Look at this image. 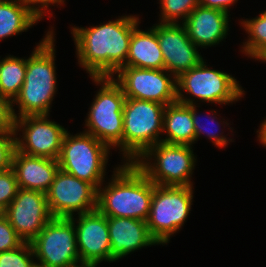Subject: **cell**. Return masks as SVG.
Listing matches in <instances>:
<instances>
[{
  "mask_svg": "<svg viewBox=\"0 0 266 267\" xmlns=\"http://www.w3.org/2000/svg\"><path fill=\"white\" fill-rule=\"evenodd\" d=\"M139 15L118 16L90 27L73 26L71 34L78 64L91 77H112L126 63Z\"/></svg>",
  "mask_w": 266,
  "mask_h": 267,
  "instance_id": "cell-1",
  "label": "cell"
},
{
  "mask_svg": "<svg viewBox=\"0 0 266 267\" xmlns=\"http://www.w3.org/2000/svg\"><path fill=\"white\" fill-rule=\"evenodd\" d=\"M54 30L51 26L29 57H26L24 83L19 95L12 102L14 118L26 115H50L52 101L58 91Z\"/></svg>",
  "mask_w": 266,
  "mask_h": 267,
  "instance_id": "cell-2",
  "label": "cell"
},
{
  "mask_svg": "<svg viewBox=\"0 0 266 267\" xmlns=\"http://www.w3.org/2000/svg\"><path fill=\"white\" fill-rule=\"evenodd\" d=\"M111 176L106 184L103 182L98 188L97 210L106 217L146 221L153 196V182L134 163L121 162V165L114 167Z\"/></svg>",
  "mask_w": 266,
  "mask_h": 267,
  "instance_id": "cell-3",
  "label": "cell"
},
{
  "mask_svg": "<svg viewBox=\"0 0 266 267\" xmlns=\"http://www.w3.org/2000/svg\"><path fill=\"white\" fill-rule=\"evenodd\" d=\"M100 86L86 114L85 129L111 150L117 149L123 161V106L125 95L122 87L112 77H91Z\"/></svg>",
  "mask_w": 266,
  "mask_h": 267,
  "instance_id": "cell-4",
  "label": "cell"
},
{
  "mask_svg": "<svg viewBox=\"0 0 266 267\" xmlns=\"http://www.w3.org/2000/svg\"><path fill=\"white\" fill-rule=\"evenodd\" d=\"M208 66L203 59L196 67L177 77V101L186 105L206 102L226 106L245 96V90L235 76Z\"/></svg>",
  "mask_w": 266,
  "mask_h": 267,
  "instance_id": "cell-5",
  "label": "cell"
},
{
  "mask_svg": "<svg viewBox=\"0 0 266 267\" xmlns=\"http://www.w3.org/2000/svg\"><path fill=\"white\" fill-rule=\"evenodd\" d=\"M165 105L126 98L123 106V163H134L162 142Z\"/></svg>",
  "mask_w": 266,
  "mask_h": 267,
  "instance_id": "cell-6",
  "label": "cell"
},
{
  "mask_svg": "<svg viewBox=\"0 0 266 267\" xmlns=\"http://www.w3.org/2000/svg\"><path fill=\"white\" fill-rule=\"evenodd\" d=\"M194 146L159 142L150 147L134 164L155 185L193 186L197 163Z\"/></svg>",
  "mask_w": 266,
  "mask_h": 267,
  "instance_id": "cell-7",
  "label": "cell"
},
{
  "mask_svg": "<svg viewBox=\"0 0 266 267\" xmlns=\"http://www.w3.org/2000/svg\"><path fill=\"white\" fill-rule=\"evenodd\" d=\"M110 148L94 136L80 132L64 135L58 158L61 170L80 180L87 181L97 189L105 182Z\"/></svg>",
  "mask_w": 266,
  "mask_h": 267,
  "instance_id": "cell-8",
  "label": "cell"
},
{
  "mask_svg": "<svg viewBox=\"0 0 266 267\" xmlns=\"http://www.w3.org/2000/svg\"><path fill=\"white\" fill-rule=\"evenodd\" d=\"M193 186H160L153 183V196L146 220L150 235L159 245H166L180 232L193 205Z\"/></svg>",
  "mask_w": 266,
  "mask_h": 267,
  "instance_id": "cell-9",
  "label": "cell"
},
{
  "mask_svg": "<svg viewBox=\"0 0 266 267\" xmlns=\"http://www.w3.org/2000/svg\"><path fill=\"white\" fill-rule=\"evenodd\" d=\"M30 243L40 267L81 265L75 226L70 218L53 217Z\"/></svg>",
  "mask_w": 266,
  "mask_h": 267,
  "instance_id": "cell-10",
  "label": "cell"
},
{
  "mask_svg": "<svg viewBox=\"0 0 266 267\" xmlns=\"http://www.w3.org/2000/svg\"><path fill=\"white\" fill-rule=\"evenodd\" d=\"M112 78L122 87L126 98L165 106L177 101V78L165 69L122 66Z\"/></svg>",
  "mask_w": 266,
  "mask_h": 267,
  "instance_id": "cell-11",
  "label": "cell"
},
{
  "mask_svg": "<svg viewBox=\"0 0 266 267\" xmlns=\"http://www.w3.org/2000/svg\"><path fill=\"white\" fill-rule=\"evenodd\" d=\"M49 116L26 115L15 118L16 150L29 156L58 160L63 138L68 129L51 121Z\"/></svg>",
  "mask_w": 266,
  "mask_h": 267,
  "instance_id": "cell-12",
  "label": "cell"
},
{
  "mask_svg": "<svg viewBox=\"0 0 266 267\" xmlns=\"http://www.w3.org/2000/svg\"><path fill=\"white\" fill-rule=\"evenodd\" d=\"M98 189L61 169L46 192L48 206L53 217L69 218L97 210Z\"/></svg>",
  "mask_w": 266,
  "mask_h": 267,
  "instance_id": "cell-13",
  "label": "cell"
},
{
  "mask_svg": "<svg viewBox=\"0 0 266 267\" xmlns=\"http://www.w3.org/2000/svg\"><path fill=\"white\" fill-rule=\"evenodd\" d=\"M5 216L24 242H31L53 218L46 193L19 188Z\"/></svg>",
  "mask_w": 266,
  "mask_h": 267,
  "instance_id": "cell-14",
  "label": "cell"
},
{
  "mask_svg": "<svg viewBox=\"0 0 266 267\" xmlns=\"http://www.w3.org/2000/svg\"><path fill=\"white\" fill-rule=\"evenodd\" d=\"M77 217V218H74ZM69 217L75 226L77 248L81 265L110 262L111 243L108 231V217L98 210Z\"/></svg>",
  "mask_w": 266,
  "mask_h": 267,
  "instance_id": "cell-15",
  "label": "cell"
},
{
  "mask_svg": "<svg viewBox=\"0 0 266 267\" xmlns=\"http://www.w3.org/2000/svg\"><path fill=\"white\" fill-rule=\"evenodd\" d=\"M156 35L164 58V69L176 78L204 59L183 24L157 22Z\"/></svg>",
  "mask_w": 266,
  "mask_h": 267,
  "instance_id": "cell-16",
  "label": "cell"
},
{
  "mask_svg": "<svg viewBox=\"0 0 266 267\" xmlns=\"http://www.w3.org/2000/svg\"><path fill=\"white\" fill-rule=\"evenodd\" d=\"M111 243L110 263L143 247L159 245L150 235L146 221L124 217H108Z\"/></svg>",
  "mask_w": 266,
  "mask_h": 267,
  "instance_id": "cell-17",
  "label": "cell"
},
{
  "mask_svg": "<svg viewBox=\"0 0 266 267\" xmlns=\"http://www.w3.org/2000/svg\"><path fill=\"white\" fill-rule=\"evenodd\" d=\"M218 9L198 5L182 23L188 37L198 48H207L219 45L227 38L230 32L229 20L231 17Z\"/></svg>",
  "mask_w": 266,
  "mask_h": 267,
  "instance_id": "cell-18",
  "label": "cell"
},
{
  "mask_svg": "<svg viewBox=\"0 0 266 267\" xmlns=\"http://www.w3.org/2000/svg\"><path fill=\"white\" fill-rule=\"evenodd\" d=\"M18 186L21 189L46 193L60 169L58 160L25 155L14 150L12 165Z\"/></svg>",
  "mask_w": 266,
  "mask_h": 267,
  "instance_id": "cell-19",
  "label": "cell"
},
{
  "mask_svg": "<svg viewBox=\"0 0 266 267\" xmlns=\"http://www.w3.org/2000/svg\"><path fill=\"white\" fill-rule=\"evenodd\" d=\"M133 29L126 63L123 66L164 69V58L156 35V23L148 30Z\"/></svg>",
  "mask_w": 266,
  "mask_h": 267,
  "instance_id": "cell-20",
  "label": "cell"
},
{
  "mask_svg": "<svg viewBox=\"0 0 266 267\" xmlns=\"http://www.w3.org/2000/svg\"><path fill=\"white\" fill-rule=\"evenodd\" d=\"M162 135L163 143L193 146L195 127L192 119V105L179 101L166 105Z\"/></svg>",
  "mask_w": 266,
  "mask_h": 267,
  "instance_id": "cell-21",
  "label": "cell"
},
{
  "mask_svg": "<svg viewBox=\"0 0 266 267\" xmlns=\"http://www.w3.org/2000/svg\"><path fill=\"white\" fill-rule=\"evenodd\" d=\"M41 21L21 0H0V42Z\"/></svg>",
  "mask_w": 266,
  "mask_h": 267,
  "instance_id": "cell-22",
  "label": "cell"
},
{
  "mask_svg": "<svg viewBox=\"0 0 266 267\" xmlns=\"http://www.w3.org/2000/svg\"><path fill=\"white\" fill-rule=\"evenodd\" d=\"M26 75V58L0 56V95L11 102L19 95Z\"/></svg>",
  "mask_w": 266,
  "mask_h": 267,
  "instance_id": "cell-23",
  "label": "cell"
},
{
  "mask_svg": "<svg viewBox=\"0 0 266 267\" xmlns=\"http://www.w3.org/2000/svg\"><path fill=\"white\" fill-rule=\"evenodd\" d=\"M240 27L246 31L247 39L241 46L240 52L248 58L258 60L266 52V10L255 18L239 20Z\"/></svg>",
  "mask_w": 266,
  "mask_h": 267,
  "instance_id": "cell-24",
  "label": "cell"
},
{
  "mask_svg": "<svg viewBox=\"0 0 266 267\" xmlns=\"http://www.w3.org/2000/svg\"><path fill=\"white\" fill-rule=\"evenodd\" d=\"M197 107L199 109L200 106L192 105V119H193V123L195 127V143L203 135L205 136V138L207 137V139L210 140L213 145H215L217 148H220V149L228 147V144H230V142H234V140L231 137H229L230 139L227 137L228 135H223L225 131H223L222 129L223 127H227V126L229 127L228 130L230 129L229 131L233 133L232 127L229 126L231 124L227 122L229 120H224V118H222L221 120L220 119L221 116H219V118L216 116L217 110H214V109L211 110L210 108V114H205L207 115L209 122H205L206 125H203L204 123H202V120H201L202 118L200 119L201 114L199 115V110L197 109ZM217 120H220V121L218 122ZM220 125H223V127L221 128Z\"/></svg>",
  "mask_w": 266,
  "mask_h": 267,
  "instance_id": "cell-25",
  "label": "cell"
},
{
  "mask_svg": "<svg viewBox=\"0 0 266 267\" xmlns=\"http://www.w3.org/2000/svg\"><path fill=\"white\" fill-rule=\"evenodd\" d=\"M158 3L161 6L158 23L182 24L199 5V0H159Z\"/></svg>",
  "mask_w": 266,
  "mask_h": 267,
  "instance_id": "cell-26",
  "label": "cell"
},
{
  "mask_svg": "<svg viewBox=\"0 0 266 267\" xmlns=\"http://www.w3.org/2000/svg\"><path fill=\"white\" fill-rule=\"evenodd\" d=\"M0 267H37L30 242H23L18 248L0 252Z\"/></svg>",
  "mask_w": 266,
  "mask_h": 267,
  "instance_id": "cell-27",
  "label": "cell"
},
{
  "mask_svg": "<svg viewBox=\"0 0 266 267\" xmlns=\"http://www.w3.org/2000/svg\"><path fill=\"white\" fill-rule=\"evenodd\" d=\"M18 182L12 168L0 171V206L5 210L17 195Z\"/></svg>",
  "mask_w": 266,
  "mask_h": 267,
  "instance_id": "cell-28",
  "label": "cell"
},
{
  "mask_svg": "<svg viewBox=\"0 0 266 267\" xmlns=\"http://www.w3.org/2000/svg\"><path fill=\"white\" fill-rule=\"evenodd\" d=\"M24 241L17 235L6 216L0 219V252L18 248Z\"/></svg>",
  "mask_w": 266,
  "mask_h": 267,
  "instance_id": "cell-29",
  "label": "cell"
},
{
  "mask_svg": "<svg viewBox=\"0 0 266 267\" xmlns=\"http://www.w3.org/2000/svg\"><path fill=\"white\" fill-rule=\"evenodd\" d=\"M15 149V133H0V171L11 168Z\"/></svg>",
  "mask_w": 266,
  "mask_h": 267,
  "instance_id": "cell-30",
  "label": "cell"
},
{
  "mask_svg": "<svg viewBox=\"0 0 266 267\" xmlns=\"http://www.w3.org/2000/svg\"><path fill=\"white\" fill-rule=\"evenodd\" d=\"M40 20H43L45 14H49L48 17H53L51 6H63L65 0H21ZM49 9V10H48ZM52 15V16H51Z\"/></svg>",
  "mask_w": 266,
  "mask_h": 267,
  "instance_id": "cell-31",
  "label": "cell"
},
{
  "mask_svg": "<svg viewBox=\"0 0 266 267\" xmlns=\"http://www.w3.org/2000/svg\"><path fill=\"white\" fill-rule=\"evenodd\" d=\"M14 126L12 102L0 95V133H15Z\"/></svg>",
  "mask_w": 266,
  "mask_h": 267,
  "instance_id": "cell-32",
  "label": "cell"
},
{
  "mask_svg": "<svg viewBox=\"0 0 266 267\" xmlns=\"http://www.w3.org/2000/svg\"><path fill=\"white\" fill-rule=\"evenodd\" d=\"M238 0H199V5L207 8L218 9L230 14V9Z\"/></svg>",
  "mask_w": 266,
  "mask_h": 267,
  "instance_id": "cell-33",
  "label": "cell"
},
{
  "mask_svg": "<svg viewBox=\"0 0 266 267\" xmlns=\"http://www.w3.org/2000/svg\"><path fill=\"white\" fill-rule=\"evenodd\" d=\"M257 140L259 143L266 148V117L264 118L263 122L260 124L259 129L256 131Z\"/></svg>",
  "mask_w": 266,
  "mask_h": 267,
  "instance_id": "cell-34",
  "label": "cell"
},
{
  "mask_svg": "<svg viewBox=\"0 0 266 267\" xmlns=\"http://www.w3.org/2000/svg\"><path fill=\"white\" fill-rule=\"evenodd\" d=\"M5 216V210L0 206V219Z\"/></svg>",
  "mask_w": 266,
  "mask_h": 267,
  "instance_id": "cell-35",
  "label": "cell"
},
{
  "mask_svg": "<svg viewBox=\"0 0 266 267\" xmlns=\"http://www.w3.org/2000/svg\"><path fill=\"white\" fill-rule=\"evenodd\" d=\"M77 267H96V266H93V265H84V264H82V265L77 266Z\"/></svg>",
  "mask_w": 266,
  "mask_h": 267,
  "instance_id": "cell-36",
  "label": "cell"
}]
</instances>
